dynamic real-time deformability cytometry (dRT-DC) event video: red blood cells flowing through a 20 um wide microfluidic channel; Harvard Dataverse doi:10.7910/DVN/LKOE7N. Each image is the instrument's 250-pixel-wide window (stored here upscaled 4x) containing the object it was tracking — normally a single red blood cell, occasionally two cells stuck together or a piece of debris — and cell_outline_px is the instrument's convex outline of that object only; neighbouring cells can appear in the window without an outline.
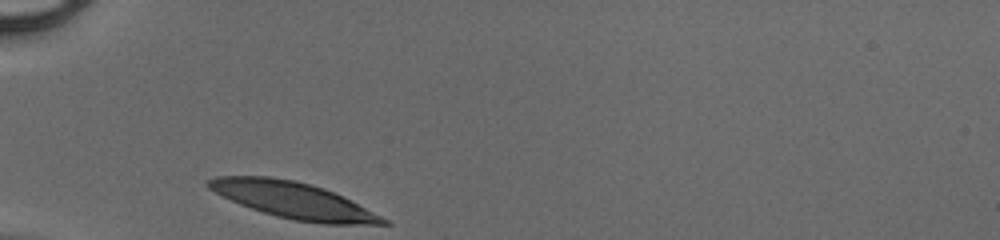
{"species": "human", "species_latin": "Homo sapiens", "temperature_condition": "cold", "stored_images_in_passage": 26, "camera_frame_rate_fps": 3000, "um_per_image_px": 0.085, "donor": {"sex": "male"}, "frame": {"image": 1, "passage_image": 1, "time_ms": 0.0, "image_size_px": [1000, 240], "cell_outline_px": [[392, 224], [324, 224], [292, 220], [276, 216], [240, 204], [208, 188], [204, 184], [204, 180], [216, 176], [268, 176], [292, 180], [324, 188], [388, 220]], "centroid_in_image_um": [24.86, 17.01], "position_along_channel_um": 60.1, "area_um2": 36.18}}
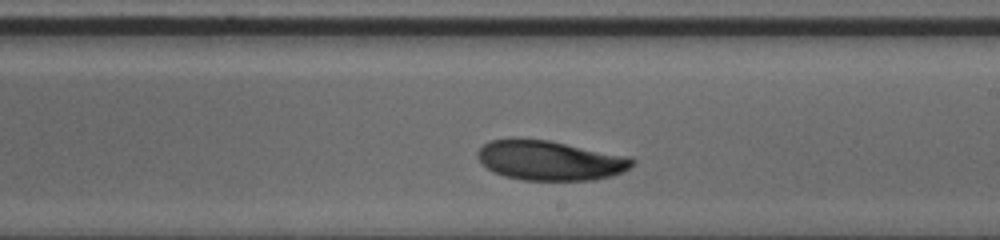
{"frame": {"image": 2, "passage_image": 15, "time_ms": 4.667, "image_size_px": [1000, 240], "cell_outline_px": [[636, 164], [624, 172], [612, 176], [592, 180], [520, 180], [504, 176], [492, 172], [476, 156], [476, 152], [488, 140], [512, 136], [516, 136], [548, 140], [632, 156], [636, 160]], "centroid_in_image_um": [46.76, 13.61], "position_along_channel_um": 242.2, "area_um2": 36.82}}
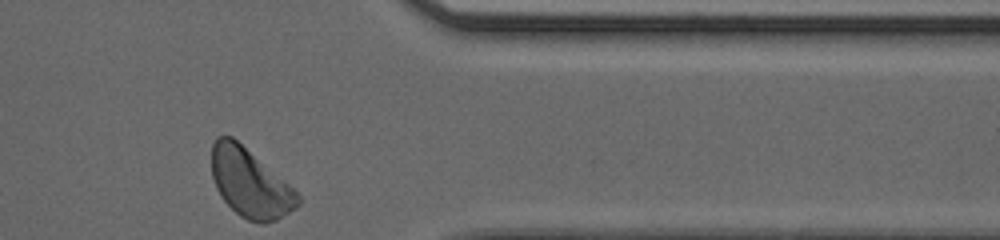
{"frame": {"image": 3, "passage_image": 26, "time_ms": 8.333, "image_size_px": [1000, 240], "cell_outline_px": [[300, 204], [296, 208], [276, 220], [264, 224], [260, 224], [248, 220], [240, 216], [220, 196], [216, 188], [212, 176], [212, 144], [216, 136], [232, 136], [296, 188], [300, 196]], "centroid_in_image_um": [21.28, 15.56], "position_along_channel_um": 390.1, "area_um2": 34.8}}